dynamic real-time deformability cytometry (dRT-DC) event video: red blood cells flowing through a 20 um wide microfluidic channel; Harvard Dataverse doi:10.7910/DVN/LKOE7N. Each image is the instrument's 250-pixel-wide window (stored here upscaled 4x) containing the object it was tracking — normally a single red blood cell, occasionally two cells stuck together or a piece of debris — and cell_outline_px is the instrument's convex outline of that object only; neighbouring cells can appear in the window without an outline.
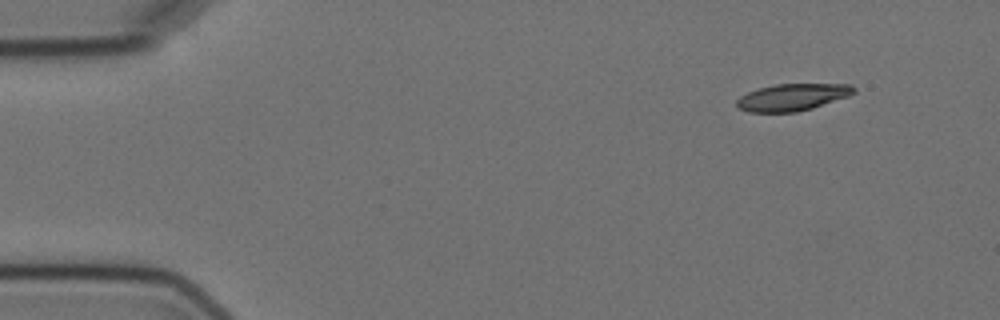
{"species": "Egyptian fruit bat (a non-hibernating species)", "species_latin": "Rousettus aegyptiacus", "temperature_condition": "cold", "stored_images_in_passage": 4, "camera_frame_rate_fps": 3000, "um_per_image_px": 0.085, "animal": {"sex": "female"}, "frame": {"image": 1, "passage_image": 1, "time_ms": 0.0, "image_size_px": [1000, 320], "cell_outline_px": [[856, 92], [848, 96], [812, 108], [796, 112], [748, 112], [740, 108], [736, 104], [736, 100], [740, 96], [756, 88], [776, 84], [852, 84], [856, 88]], "centroid_in_image_um": [67.35, 8.25], "position_along_channel_um": 17.6, "area_um2": 18.44}}
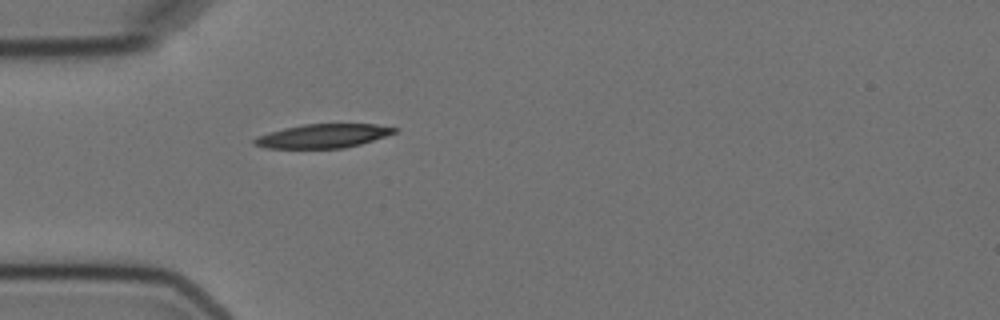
{"frame": {"image": 2, "passage_image": 4, "time_ms": 3.667, "image_size_px": [1000, 320], "cell_outline_px": [[400, 128], [396, 132], [360, 144], [344, 148], [264, 148], [252, 144], [252, 140], [256, 136], [268, 132], [284, 128], [304, 124], [376, 124]], "centroid_in_image_um": [27.41, 11.55], "position_along_channel_um": 57.6, "area_um2": 19.54}}